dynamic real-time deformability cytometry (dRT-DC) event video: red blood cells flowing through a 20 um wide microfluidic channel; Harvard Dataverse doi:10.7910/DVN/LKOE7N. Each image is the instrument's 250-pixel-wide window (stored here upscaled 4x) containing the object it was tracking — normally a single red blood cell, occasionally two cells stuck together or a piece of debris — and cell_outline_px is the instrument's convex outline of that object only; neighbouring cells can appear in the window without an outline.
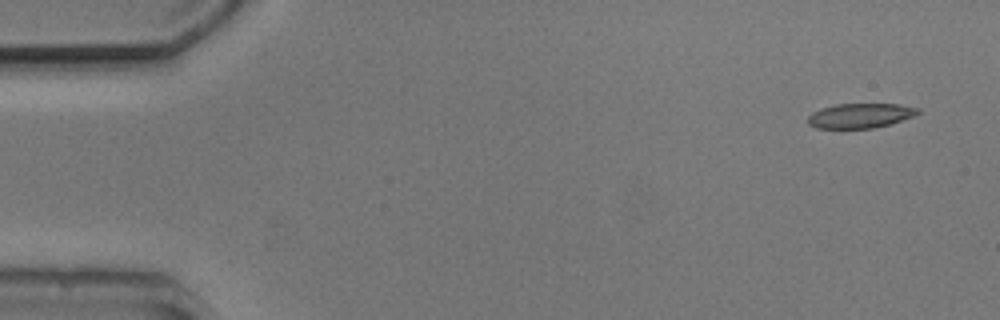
{"species": "common noctule bat (a hibernating species)", "species_latin": "Nyctalus noctula", "temperature_condition": "cold", "stored_images_in_passage": 8, "camera_frame_rate_fps": 3000, "um_per_image_px": 0.085, "animal": {"sex": "male", "body_mass_g": 20.5, "forearm_length_mm": 52.5}, "frame": {"image": 1, "passage_image": 1, "time_ms": 0.0, "image_size_px": [1000, 320], "cell_outline_px": [[920, 112], [912, 116], [892, 124], [872, 128], [816, 128], [808, 124], [808, 116], [812, 112], [820, 108], [836, 104], [900, 104], [920, 108]], "centroid_in_image_um": [73.11, 9.82], "position_along_channel_um": 11.9, "area_um2": 15.9}}